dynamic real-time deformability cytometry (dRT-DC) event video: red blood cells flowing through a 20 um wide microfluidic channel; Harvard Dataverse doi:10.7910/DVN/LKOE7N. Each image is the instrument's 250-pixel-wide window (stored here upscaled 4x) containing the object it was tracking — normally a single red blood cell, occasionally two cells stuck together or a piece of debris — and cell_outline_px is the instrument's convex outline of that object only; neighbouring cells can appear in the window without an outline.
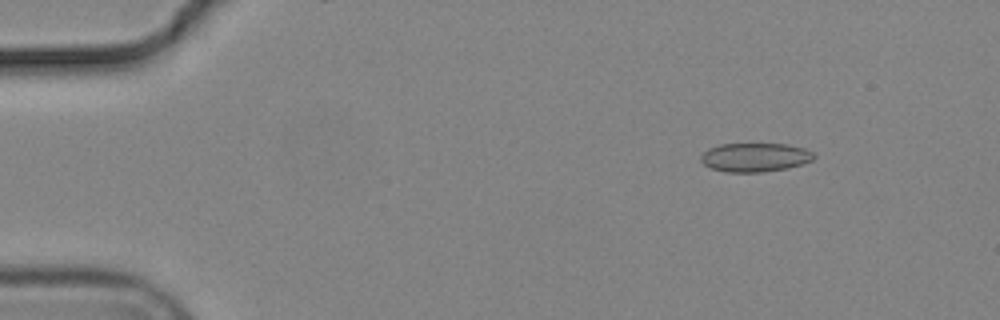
{"species": "common noctule bat (a hibernating species)", "species_latin": "Nyctalus noctula", "temperature_condition": "cold", "stored_images_in_passage": 55, "camera_frame_rate_fps": 3000, "um_per_image_px": 0.085, "animal": {"sex": "male", "body_mass_g": 19.2, "forearm_length_mm": 51.8}, "frame": {"image": 1, "passage_image": 7, "time_ms": 2.0, "image_size_px": [1000, 320], "cell_outline_px": [[816, 156], [812, 160], [788, 168], [764, 172], [724, 172], [712, 168], [704, 164], [700, 160], [700, 156], [708, 148], [720, 144], [788, 144], [804, 148], [812, 152]], "centroid_in_image_um": [64.16, 13.37], "position_along_channel_um": 20.8, "area_um2": 19.02}}
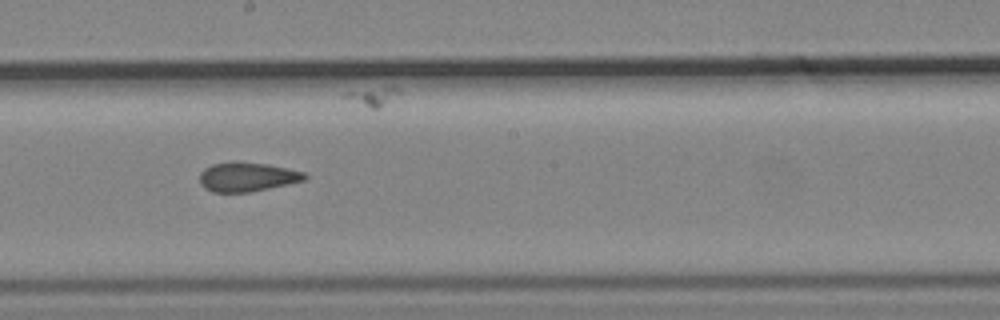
{"frame": {"image": 2, "passage_image": 31, "time_ms": 10.0, "image_size_px": [1000, 320], "cell_outline_px": [[308, 176], [304, 180], [268, 188], [248, 192], [212, 192], [204, 188], [200, 184], [200, 172], [204, 168], [212, 164], [232, 160], [268, 164], [304, 172]], "centroid_in_image_um": [20.95, 15.01], "position_along_channel_um": 227.2, "area_um2": 17.98}}
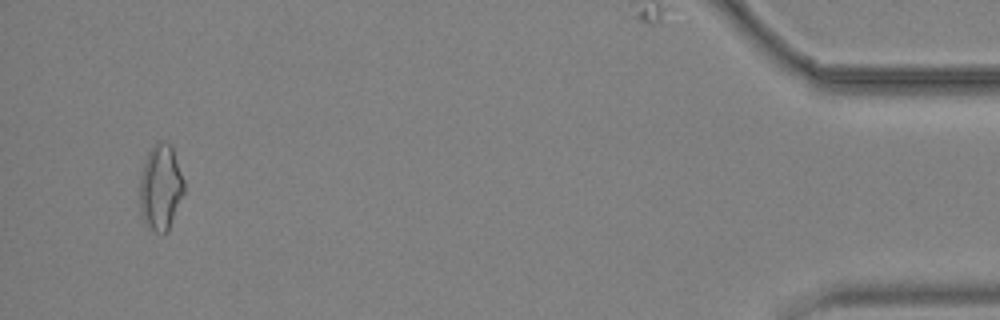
{"frame": {"image": 3, "passage_image": 53, "time_ms": 17.333, "image_size_px": [1000, 320], "cell_outline_px": [[184, 192], [168, 232], [156, 232], [148, 228], [140, 212], [140, 176], [144, 160], [148, 152], [156, 144], [172, 144], [184, 180]], "centroid_in_image_um": [13.65, 15.95], "position_along_channel_um": 421.5, "area_um2": 22.02}, "authors_computed_cell_mechanics": {"area_um2": 18.9006, "velocity_mm_per_s": 3.721, "shape_relaxation_time_tau1_ms": null, "shape_relaxation_time_tau2_ms": 2.3846, "deformation_change_tau1": null, "deformation_change_tau2": 0.0891}}